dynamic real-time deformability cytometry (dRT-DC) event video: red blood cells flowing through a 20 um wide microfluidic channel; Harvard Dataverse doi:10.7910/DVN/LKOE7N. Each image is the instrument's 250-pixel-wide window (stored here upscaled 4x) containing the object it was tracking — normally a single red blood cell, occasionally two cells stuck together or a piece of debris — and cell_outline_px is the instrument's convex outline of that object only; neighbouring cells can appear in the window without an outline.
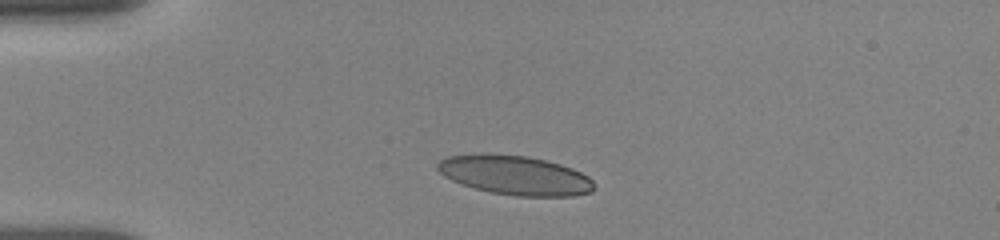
{"species": "human", "species_latin": "Homo sapiens", "temperature_condition": "room temperature", "stored_images_in_passage": 2, "camera_frame_rate_fps": 3000, "um_per_image_px": 0.085, "donor": {"sex": "female"}, "frame": {"image": 1, "passage_image": 1, "time_ms": 0.0, "image_size_px": [1000, 240], "cell_outline_px": [[592, 192], [572, 196], [516, 196], [492, 192], [476, 188], [452, 180], [444, 176], [436, 168], [436, 164], [440, 160], [448, 156], [528, 156], [560, 164], [572, 168], [588, 176], [592, 180]], "centroid_in_image_um": [43.83, 14.93], "position_along_channel_um": 41.2, "area_um2": 34.68}}